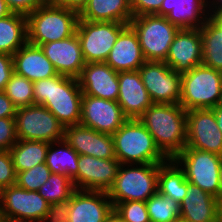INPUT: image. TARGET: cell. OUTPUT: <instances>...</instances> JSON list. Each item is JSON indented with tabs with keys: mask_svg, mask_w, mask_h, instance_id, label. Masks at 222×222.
Wrapping results in <instances>:
<instances>
[{
	"mask_svg": "<svg viewBox=\"0 0 222 222\" xmlns=\"http://www.w3.org/2000/svg\"><path fill=\"white\" fill-rule=\"evenodd\" d=\"M78 174L72 180L75 189L108 192L114 185L120 162L79 155Z\"/></svg>",
	"mask_w": 222,
	"mask_h": 222,
	"instance_id": "15",
	"label": "cell"
},
{
	"mask_svg": "<svg viewBox=\"0 0 222 222\" xmlns=\"http://www.w3.org/2000/svg\"><path fill=\"white\" fill-rule=\"evenodd\" d=\"M15 123L17 137L20 140L51 143L64 139V126L40 104L17 108Z\"/></svg>",
	"mask_w": 222,
	"mask_h": 222,
	"instance_id": "10",
	"label": "cell"
},
{
	"mask_svg": "<svg viewBox=\"0 0 222 222\" xmlns=\"http://www.w3.org/2000/svg\"><path fill=\"white\" fill-rule=\"evenodd\" d=\"M49 209V203L38 191H28L16 184L0 191V216L24 218L42 222Z\"/></svg>",
	"mask_w": 222,
	"mask_h": 222,
	"instance_id": "12",
	"label": "cell"
},
{
	"mask_svg": "<svg viewBox=\"0 0 222 222\" xmlns=\"http://www.w3.org/2000/svg\"><path fill=\"white\" fill-rule=\"evenodd\" d=\"M146 62L137 33L128 25L118 36L105 63L114 71H137Z\"/></svg>",
	"mask_w": 222,
	"mask_h": 222,
	"instance_id": "23",
	"label": "cell"
},
{
	"mask_svg": "<svg viewBox=\"0 0 222 222\" xmlns=\"http://www.w3.org/2000/svg\"><path fill=\"white\" fill-rule=\"evenodd\" d=\"M180 218L187 222H221L218 199L187 181L186 196L180 203Z\"/></svg>",
	"mask_w": 222,
	"mask_h": 222,
	"instance_id": "24",
	"label": "cell"
},
{
	"mask_svg": "<svg viewBox=\"0 0 222 222\" xmlns=\"http://www.w3.org/2000/svg\"><path fill=\"white\" fill-rule=\"evenodd\" d=\"M218 106H219V107H222V93H221V95H220V100H219Z\"/></svg>",
	"mask_w": 222,
	"mask_h": 222,
	"instance_id": "53",
	"label": "cell"
},
{
	"mask_svg": "<svg viewBox=\"0 0 222 222\" xmlns=\"http://www.w3.org/2000/svg\"><path fill=\"white\" fill-rule=\"evenodd\" d=\"M129 25L137 33L146 61L164 62L179 28L156 14L133 17Z\"/></svg>",
	"mask_w": 222,
	"mask_h": 222,
	"instance_id": "7",
	"label": "cell"
},
{
	"mask_svg": "<svg viewBox=\"0 0 222 222\" xmlns=\"http://www.w3.org/2000/svg\"><path fill=\"white\" fill-rule=\"evenodd\" d=\"M8 8L15 13L28 15L38 7L49 2V0H5Z\"/></svg>",
	"mask_w": 222,
	"mask_h": 222,
	"instance_id": "41",
	"label": "cell"
},
{
	"mask_svg": "<svg viewBox=\"0 0 222 222\" xmlns=\"http://www.w3.org/2000/svg\"><path fill=\"white\" fill-rule=\"evenodd\" d=\"M218 207H219L220 221L222 222V192H221L220 197L218 198Z\"/></svg>",
	"mask_w": 222,
	"mask_h": 222,
	"instance_id": "51",
	"label": "cell"
},
{
	"mask_svg": "<svg viewBox=\"0 0 222 222\" xmlns=\"http://www.w3.org/2000/svg\"><path fill=\"white\" fill-rule=\"evenodd\" d=\"M187 115L186 147L222 156V132L212 109H191Z\"/></svg>",
	"mask_w": 222,
	"mask_h": 222,
	"instance_id": "13",
	"label": "cell"
},
{
	"mask_svg": "<svg viewBox=\"0 0 222 222\" xmlns=\"http://www.w3.org/2000/svg\"><path fill=\"white\" fill-rule=\"evenodd\" d=\"M2 222H37V221L24 218H4Z\"/></svg>",
	"mask_w": 222,
	"mask_h": 222,
	"instance_id": "50",
	"label": "cell"
},
{
	"mask_svg": "<svg viewBox=\"0 0 222 222\" xmlns=\"http://www.w3.org/2000/svg\"><path fill=\"white\" fill-rule=\"evenodd\" d=\"M79 13L46 3L27 15L28 43L40 46L67 39L76 33Z\"/></svg>",
	"mask_w": 222,
	"mask_h": 222,
	"instance_id": "4",
	"label": "cell"
},
{
	"mask_svg": "<svg viewBox=\"0 0 222 222\" xmlns=\"http://www.w3.org/2000/svg\"><path fill=\"white\" fill-rule=\"evenodd\" d=\"M27 42L26 15L12 12L0 19V52L13 55Z\"/></svg>",
	"mask_w": 222,
	"mask_h": 222,
	"instance_id": "27",
	"label": "cell"
},
{
	"mask_svg": "<svg viewBox=\"0 0 222 222\" xmlns=\"http://www.w3.org/2000/svg\"><path fill=\"white\" fill-rule=\"evenodd\" d=\"M75 190L74 184L68 176L51 173L38 192L49 204H52L69 200Z\"/></svg>",
	"mask_w": 222,
	"mask_h": 222,
	"instance_id": "33",
	"label": "cell"
},
{
	"mask_svg": "<svg viewBox=\"0 0 222 222\" xmlns=\"http://www.w3.org/2000/svg\"><path fill=\"white\" fill-rule=\"evenodd\" d=\"M164 0H130L133 17L156 14Z\"/></svg>",
	"mask_w": 222,
	"mask_h": 222,
	"instance_id": "40",
	"label": "cell"
},
{
	"mask_svg": "<svg viewBox=\"0 0 222 222\" xmlns=\"http://www.w3.org/2000/svg\"><path fill=\"white\" fill-rule=\"evenodd\" d=\"M202 64L222 71V36L207 21L201 28Z\"/></svg>",
	"mask_w": 222,
	"mask_h": 222,
	"instance_id": "31",
	"label": "cell"
},
{
	"mask_svg": "<svg viewBox=\"0 0 222 222\" xmlns=\"http://www.w3.org/2000/svg\"><path fill=\"white\" fill-rule=\"evenodd\" d=\"M17 140L15 118H0V151L10 150Z\"/></svg>",
	"mask_w": 222,
	"mask_h": 222,
	"instance_id": "38",
	"label": "cell"
},
{
	"mask_svg": "<svg viewBox=\"0 0 222 222\" xmlns=\"http://www.w3.org/2000/svg\"><path fill=\"white\" fill-rule=\"evenodd\" d=\"M133 18L130 0H89L79 19L91 22L129 24Z\"/></svg>",
	"mask_w": 222,
	"mask_h": 222,
	"instance_id": "26",
	"label": "cell"
},
{
	"mask_svg": "<svg viewBox=\"0 0 222 222\" xmlns=\"http://www.w3.org/2000/svg\"><path fill=\"white\" fill-rule=\"evenodd\" d=\"M64 140L79 154L100 159H116L112 135L82 124L64 127Z\"/></svg>",
	"mask_w": 222,
	"mask_h": 222,
	"instance_id": "17",
	"label": "cell"
},
{
	"mask_svg": "<svg viewBox=\"0 0 222 222\" xmlns=\"http://www.w3.org/2000/svg\"><path fill=\"white\" fill-rule=\"evenodd\" d=\"M16 108L34 104L33 82L15 72L3 91Z\"/></svg>",
	"mask_w": 222,
	"mask_h": 222,
	"instance_id": "34",
	"label": "cell"
},
{
	"mask_svg": "<svg viewBox=\"0 0 222 222\" xmlns=\"http://www.w3.org/2000/svg\"><path fill=\"white\" fill-rule=\"evenodd\" d=\"M127 119L117 101L82 95L80 124L113 135Z\"/></svg>",
	"mask_w": 222,
	"mask_h": 222,
	"instance_id": "14",
	"label": "cell"
},
{
	"mask_svg": "<svg viewBox=\"0 0 222 222\" xmlns=\"http://www.w3.org/2000/svg\"><path fill=\"white\" fill-rule=\"evenodd\" d=\"M13 73L14 66L12 55L0 52V91H4Z\"/></svg>",
	"mask_w": 222,
	"mask_h": 222,
	"instance_id": "42",
	"label": "cell"
},
{
	"mask_svg": "<svg viewBox=\"0 0 222 222\" xmlns=\"http://www.w3.org/2000/svg\"><path fill=\"white\" fill-rule=\"evenodd\" d=\"M208 22L218 31L219 35L222 36V11L210 14Z\"/></svg>",
	"mask_w": 222,
	"mask_h": 222,
	"instance_id": "45",
	"label": "cell"
},
{
	"mask_svg": "<svg viewBox=\"0 0 222 222\" xmlns=\"http://www.w3.org/2000/svg\"><path fill=\"white\" fill-rule=\"evenodd\" d=\"M50 174V169L43 162L31 169L17 172L16 185L28 191H38L47 182Z\"/></svg>",
	"mask_w": 222,
	"mask_h": 222,
	"instance_id": "35",
	"label": "cell"
},
{
	"mask_svg": "<svg viewBox=\"0 0 222 222\" xmlns=\"http://www.w3.org/2000/svg\"><path fill=\"white\" fill-rule=\"evenodd\" d=\"M17 173L9 150L0 151V191L16 184Z\"/></svg>",
	"mask_w": 222,
	"mask_h": 222,
	"instance_id": "37",
	"label": "cell"
},
{
	"mask_svg": "<svg viewBox=\"0 0 222 222\" xmlns=\"http://www.w3.org/2000/svg\"><path fill=\"white\" fill-rule=\"evenodd\" d=\"M113 210L125 222H150L145 201H124L113 206Z\"/></svg>",
	"mask_w": 222,
	"mask_h": 222,
	"instance_id": "36",
	"label": "cell"
},
{
	"mask_svg": "<svg viewBox=\"0 0 222 222\" xmlns=\"http://www.w3.org/2000/svg\"><path fill=\"white\" fill-rule=\"evenodd\" d=\"M159 164H120L107 192L113 206L124 201H147L158 191Z\"/></svg>",
	"mask_w": 222,
	"mask_h": 222,
	"instance_id": "5",
	"label": "cell"
},
{
	"mask_svg": "<svg viewBox=\"0 0 222 222\" xmlns=\"http://www.w3.org/2000/svg\"><path fill=\"white\" fill-rule=\"evenodd\" d=\"M120 22L78 20L76 34L85 63L105 62L119 34L128 26Z\"/></svg>",
	"mask_w": 222,
	"mask_h": 222,
	"instance_id": "9",
	"label": "cell"
},
{
	"mask_svg": "<svg viewBox=\"0 0 222 222\" xmlns=\"http://www.w3.org/2000/svg\"><path fill=\"white\" fill-rule=\"evenodd\" d=\"M69 206L70 199L63 202L49 204L48 212L42 222H69Z\"/></svg>",
	"mask_w": 222,
	"mask_h": 222,
	"instance_id": "39",
	"label": "cell"
},
{
	"mask_svg": "<svg viewBox=\"0 0 222 222\" xmlns=\"http://www.w3.org/2000/svg\"><path fill=\"white\" fill-rule=\"evenodd\" d=\"M174 160L183 169L188 182L217 199L220 197L222 189L219 173L222 156L185 147Z\"/></svg>",
	"mask_w": 222,
	"mask_h": 222,
	"instance_id": "8",
	"label": "cell"
},
{
	"mask_svg": "<svg viewBox=\"0 0 222 222\" xmlns=\"http://www.w3.org/2000/svg\"><path fill=\"white\" fill-rule=\"evenodd\" d=\"M219 178H220V184H221V189H222V162H221V168H220Z\"/></svg>",
	"mask_w": 222,
	"mask_h": 222,
	"instance_id": "52",
	"label": "cell"
},
{
	"mask_svg": "<svg viewBox=\"0 0 222 222\" xmlns=\"http://www.w3.org/2000/svg\"><path fill=\"white\" fill-rule=\"evenodd\" d=\"M176 73L184 74L202 64L200 29H179L164 61Z\"/></svg>",
	"mask_w": 222,
	"mask_h": 222,
	"instance_id": "16",
	"label": "cell"
},
{
	"mask_svg": "<svg viewBox=\"0 0 222 222\" xmlns=\"http://www.w3.org/2000/svg\"><path fill=\"white\" fill-rule=\"evenodd\" d=\"M89 0H49L50 3L74 10L80 13Z\"/></svg>",
	"mask_w": 222,
	"mask_h": 222,
	"instance_id": "44",
	"label": "cell"
},
{
	"mask_svg": "<svg viewBox=\"0 0 222 222\" xmlns=\"http://www.w3.org/2000/svg\"><path fill=\"white\" fill-rule=\"evenodd\" d=\"M77 79L83 95L118 100V72L105 62L86 63Z\"/></svg>",
	"mask_w": 222,
	"mask_h": 222,
	"instance_id": "18",
	"label": "cell"
},
{
	"mask_svg": "<svg viewBox=\"0 0 222 222\" xmlns=\"http://www.w3.org/2000/svg\"><path fill=\"white\" fill-rule=\"evenodd\" d=\"M138 71L152 103H180L181 74L162 61H146Z\"/></svg>",
	"mask_w": 222,
	"mask_h": 222,
	"instance_id": "11",
	"label": "cell"
},
{
	"mask_svg": "<svg viewBox=\"0 0 222 222\" xmlns=\"http://www.w3.org/2000/svg\"><path fill=\"white\" fill-rule=\"evenodd\" d=\"M12 11L8 8L5 0H0V19L10 15Z\"/></svg>",
	"mask_w": 222,
	"mask_h": 222,
	"instance_id": "48",
	"label": "cell"
},
{
	"mask_svg": "<svg viewBox=\"0 0 222 222\" xmlns=\"http://www.w3.org/2000/svg\"><path fill=\"white\" fill-rule=\"evenodd\" d=\"M209 14H215L222 11V0H208Z\"/></svg>",
	"mask_w": 222,
	"mask_h": 222,
	"instance_id": "46",
	"label": "cell"
},
{
	"mask_svg": "<svg viewBox=\"0 0 222 222\" xmlns=\"http://www.w3.org/2000/svg\"><path fill=\"white\" fill-rule=\"evenodd\" d=\"M12 57L14 72L32 82L58 75L40 46L27 42Z\"/></svg>",
	"mask_w": 222,
	"mask_h": 222,
	"instance_id": "25",
	"label": "cell"
},
{
	"mask_svg": "<svg viewBox=\"0 0 222 222\" xmlns=\"http://www.w3.org/2000/svg\"><path fill=\"white\" fill-rule=\"evenodd\" d=\"M113 211L108 193L76 189L70 197L69 222H105Z\"/></svg>",
	"mask_w": 222,
	"mask_h": 222,
	"instance_id": "19",
	"label": "cell"
},
{
	"mask_svg": "<svg viewBox=\"0 0 222 222\" xmlns=\"http://www.w3.org/2000/svg\"><path fill=\"white\" fill-rule=\"evenodd\" d=\"M146 205L150 222H176L180 218V204L158 191Z\"/></svg>",
	"mask_w": 222,
	"mask_h": 222,
	"instance_id": "32",
	"label": "cell"
},
{
	"mask_svg": "<svg viewBox=\"0 0 222 222\" xmlns=\"http://www.w3.org/2000/svg\"><path fill=\"white\" fill-rule=\"evenodd\" d=\"M222 93V71L203 64L181 74L180 105L191 109H212L216 107Z\"/></svg>",
	"mask_w": 222,
	"mask_h": 222,
	"instance_id": "6",
	"label": "cell"
},
{
	"mask_svg": "<svg viewBox=\"0 0 222 222\" xmlns=\"http://www.w3.org/2000/svg\"><path fill=\"white\" fill-rule=\"evenodd\" d=\"M212 110L215 114V118H216L218 128L222 132V107H219L217 105L216 107L212 108Z\"/></svg>",
	"mask_w": 222,
	"mask_h": 222,
	"instance_id": "47",
	"label": "cell"
},
{
	"mask_svg": "<svg viewBox=\"0 0 222 222\" xmlns=\"http://www.w3.org/2000/svg\"><path fill=\"white\" fill-rule=\"evenodd\" d=\"M40 47L58 74L73 78L80 76L86 63L76 33L67 39L48 42Z\"/></svg>",
	"mask_w": 222,
	"mask_h": 222,
	"instance_id": "20",
	"label": "cell"
},
{
	"mask_svg": "<svg viewBox=\"0 0 222 222\" xmlns=\"http://www.w3.org/2000/svg\"><path fill=\"white\" fill-rule=\"evenodd\" d=\"M16 109L10 98L0 91V118H15Z\"/></svg>",
	"mask_w": 222,
	"mask_h": 222,
	"instance_id": "43",
	"label": "cell"
},
{
	"mask_svg": "<svg viewBox=\"0 0 222 222\" xmlns=\"http://www.w3.org/2000/svg\"><path fill=\"white\" fill-rule=\"evenodd\" d=\"M78 158L79 154L62 139L50 143L45 163L51 173L64 174L73 180L78 174Z\"/></svg>",
	"mask_w": 222,
	"mask_h": 222,
	"instance_id": "29",
	"label": "cell"
},
{
	"mask_svg": "<svg viewBox=\"0 0 222 222\" xmlns=\"http://www.w3.org/2000/svg\"><path fill=\"white\" fill-rule=\"evenodd\" d=\"M34 104L46 107L64 126L80 124L82 90L77 78L64 75L33 82Z\"/></svg>",
	"mask_w": 222,
	"mask_h": 222,
	"instance_id": "2",
	"label": "cell"
},
{
	"mask_svg": "<svg viewBox=\"0 0 222 222\" xmlns=\"http://www.w3.org/2000/svg\"><path fill=\"white\" fill-rule=\"evenodd\" d=\"M49 145L50 143L45 141L18 139L9 150L16 173L46 162Z\"/></svg>",
	"mask_w": 222,
	"mask_h": 222,
	"instance_id": "30",
	"label": "cell"
},
{
	"mask_svg": "<svg viewBox=\"0 0 222 222\" xmlns=\"http://www.w3.org/2000/svg\"><path fill=\"white\" fill-rule=\"evenodd\" d=\"M112 137L120 164H162L168 160L139 119H127Z\"/></svg>",
	"mask_w": 222,
	"mask_h": 222,
	"instance_id": "3",
	"label": "cell"
},
{
	"mask_svg": "<svg viewBox=\"0 0 222 222\" xmlns=\"http://www.w3.org/2000/svg\"><path fill=\"white\" fill-rule=\"evenodd\" d=\"M139 120L168 159H174L186 147L187 115L180 104L153 103Z\"/></svg>",
	"mask_w": 222,
	"mask_h": 222,
	"instance_id": "1",
	"label": "cell"
},
{
	"mask_svg": "<svg viewBox=\"0 0 222 222\" xmlns=\"http://www.w3.org/2000/svg\"><path fill=\"white\" fill-rule=\"evenodd\" d=\"M105 222H125L114 210L107 217Z\"/></svg>",
	"mask_w": 222,
	"mask_h": 222,
	"instance_id": "49",
	"label": "cell"
},
{
	"mask_svg": "<svg viewBox=\"0 0 222 222\" xmlns=\"http://www.w3.org/2000/svg\"><path fill=\"white\" fill-rule=\"evenodd\" d=\"M208 0H164L156 15L179 29H200L209 19Z\"/></svg>",
	"mask_w": 222,
	"mask_h": 222,
	"instance_id": "21",
	"label": "cell"
},
{
	"mask_svg": "<svg viewBox=\"0 0 222 222\" xmlns=\"http://www.w3.org/2000/svg\"><path fill=\"white\" fill-rule=\"evenodd\" d=\"M176 222H187V221H185V220L179 218Z\"/></svg>",
	"mask_w": 222,
	"mask_h": 222,
	"instance_id": "54",
	"label": "cell"
},
{
	"mask_svg": "<svg viewBox=\"0 0 222 222\" xmlns=\"http://www.w3.org/2000/svg\"><path fill=\"white\" fill-rule=\"evenodd\" d=\"M118 104L128 119H139L153 104L139 71L118 72Z\"/></svg>",
	"mask_w": 222,
	"mask_h": 222,
	"instance_id": "22",
	"label": "cell"
},
{
	"mask_svg": "<svg viewBox=\"0 0 222 222\" xmlns=\"http://www.w3.org/2000/svg\"><path fill=\"white\" fill-rule=\"evenodd\" d=\"M158 192L181 203L186 196L187 180L183 169L174 159L159 164Z\"/></svg>",
	"mask_w": 222,
	"mask_h": 222,
	"instance_id": "28",
	"label": "cell"
}]
</instances>
